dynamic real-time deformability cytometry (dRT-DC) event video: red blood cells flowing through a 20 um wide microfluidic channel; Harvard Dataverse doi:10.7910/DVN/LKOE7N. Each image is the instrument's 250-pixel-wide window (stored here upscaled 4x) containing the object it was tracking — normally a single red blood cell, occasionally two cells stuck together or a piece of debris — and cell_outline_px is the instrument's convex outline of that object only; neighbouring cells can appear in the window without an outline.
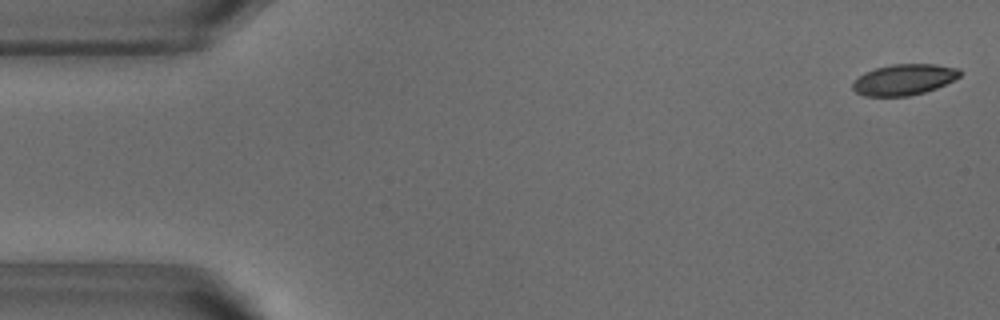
{"species": "common noctule bat (a hibernating species)", "species_latin": "Nyctalus noctula", "temperature_condition": "warm", "stored_images_in_passage": 52, "camera_frame_rate_fps": 3000, "um_per_image_px": 0.085, "animal": {"sex": "male", "body_mass_g": 18.8}, "frame": {"image": 1, "passage_image": 1, "time_ms": 0.0, "image_size_px": [1000, 320], "cell_outline_px": [[960, 76], [936, 88], [924, 92], [908, 96], [864, 96], [856, 92], [852, 88], [852, 84], [864, 72], [876, 68], [892, 64], [936, 64], [960, 68]], "centroid_in_image_um": [76.84, 6.76], "position_along_channel_um": 8.2, "area_um2": 19.19}}
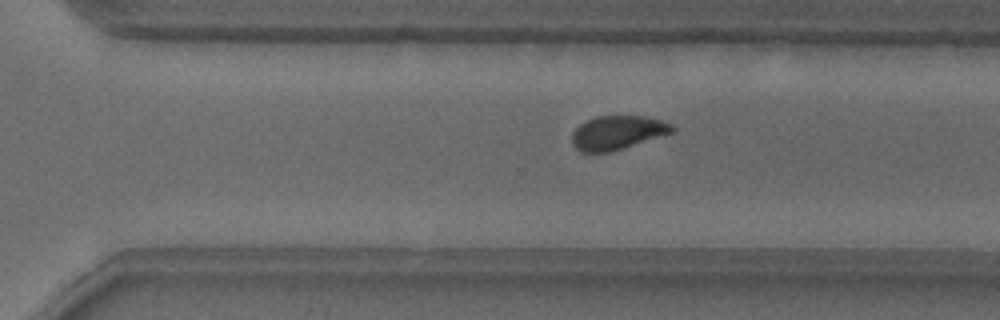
{"frame": {"image": 2, "passage_image": 35, "time_ms": 11.333, "image_size_px": [1000, 320], "cell_outline_px": [[676, 128], [672, 132], [608, 152], [580, 152], [572, 144], [572, 132], [580, 124], [596, 116], [644, 116], [660, 120], [672, 124]], "centroid_in_image_um": [52.44, 11.26], "position_along_channel_um": 318.2, "area_um2": 19.36}}
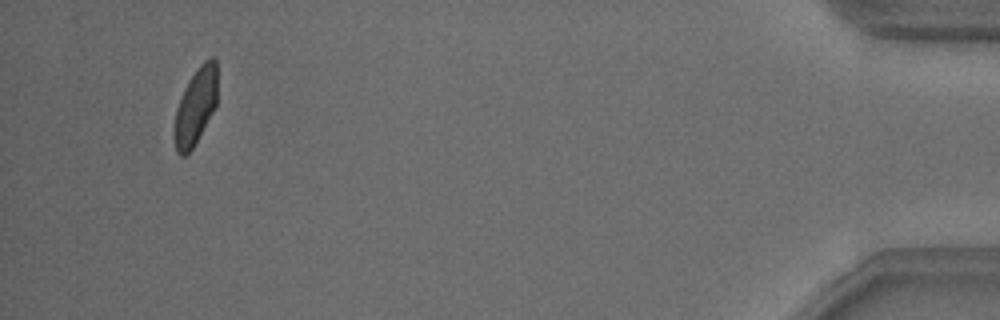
{"frame": {"image": 3, "passage_image": 49, "time_ms": 16.0, "image_size_px": [1000, 320], "cell_outline_px": [[216, 104], [212, 112], [192, 148], [184, 156], [180, 156], [176, 152], [172, 136], [172, 128], [176, 108], [180, 96], [188, 80], [200, 64], [204, 60], [212, 56], [216, 60]], "centroid_in_image_um": [16.56, 9.05], "position_along_channel_um": 418.6, "area_um2": 19.31}, "authors_computed_cell_mechanics": {"area_um2": 20.2878, "velocity_mm_per_s": 3.8235, "shape_relaxation_time_tau1_ms": 6.6835, "shape_relaxation_time_tau2_ms": 1.3582, "deformation_change_tau1": 0.152, "deformation_change_tau2": 0.0557}}